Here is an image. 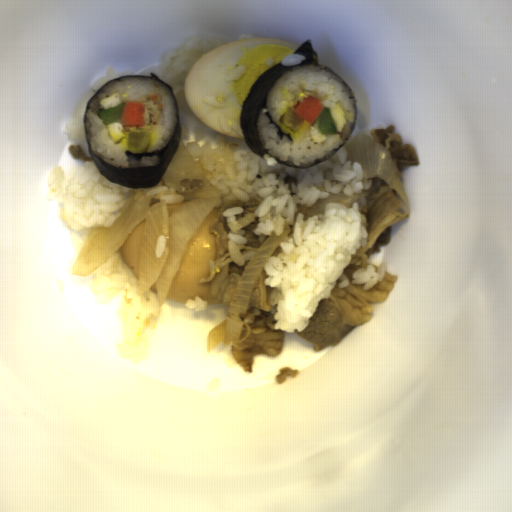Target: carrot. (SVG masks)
<instances>
[{
    "label": "carrot",
    "mask_w": 512,
    "mask_h": 512,
    "mask_svg": "<svg viewBox=\"0 0 512 512\" xmlns=\"http://www.w3.org/2000/svg\"><path fill=\"white\" fill-rule=\"evenodd\" d=\"M320 100L322 98L308 94L295 104L293 109L303 120L312 126L325 108V105Z\"/></svg>",
    "instance_id": "b8716197"
},
{
    "label": "carrot",
    "mask_w": 512,
    "mask_h": 512,
    "mask_svg": "<svg viewBox=\"0 0 512 512\" xmlns=\"http://www.w3.org/2000/svg\"><path fill=\"white\" fill-rule=\"evenodd\" d=\"M145 123V103L125 101L121 115V126H143Z\"/></svg>",
    "instance_id": "cead05ca"
},
{
    "label": "carrot",
    "mask_w": 512,
    "mask_h": 512,
    "mask_svg": "<svg viewBox=\"0 0 512 512\" xmlns=\"http://www.w3.org/2000/svg\"><path fill=\"white\" fill-rule=\"evenodd\" d=\"M148 99L155 104L159 100V95H157V94L150 95Z\"/></svg>",
    "instance_id": "1c9b5961"
}]
</instances>
